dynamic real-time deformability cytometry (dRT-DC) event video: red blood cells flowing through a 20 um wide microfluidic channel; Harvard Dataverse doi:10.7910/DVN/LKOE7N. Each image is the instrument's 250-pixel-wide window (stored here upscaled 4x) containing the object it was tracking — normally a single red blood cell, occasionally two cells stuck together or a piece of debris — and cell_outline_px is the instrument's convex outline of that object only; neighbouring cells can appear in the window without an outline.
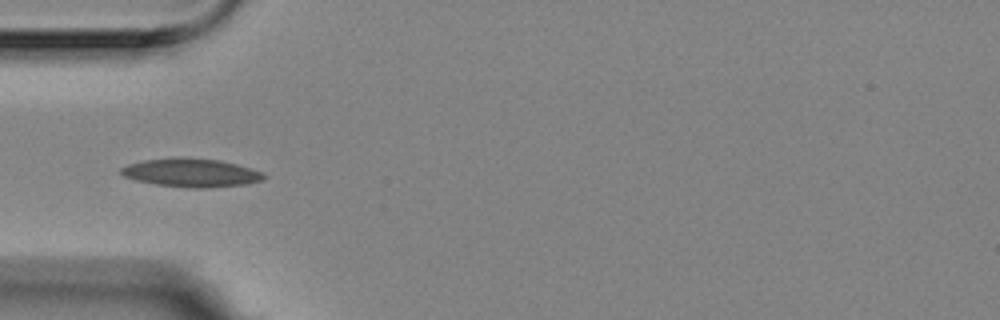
{"species": "Egyptian fruit bat (a non-hibernating species)", "species_latin": "Rousettus aegyptiacus", "temperature_condition": "room temperature", "stored_images_in_passage": 40, "camera_frame_rate_fps": 3000, "um_per_image_px": 0.085, "animal": {"sex": "female"}, "frame": {"image": 1, "passage_image": 1, "time_ms": 0.0, "image_size_px": [1000, 320], "cell_outline_px": [[264, 180], [248, 184], [208, 188], [188, 188], [156, 184], [136, 180], [124, 176], [120, 172], [120, 168], [128, 164], [144, 160], [176, 156], [184, 156], [220, 160], [236, 164], [260, 172], [264, 176]], "centroid_in_image_um": [16.22, 14.67], "position_along_channel_um": 68.8, "area_um2": 23.87}}
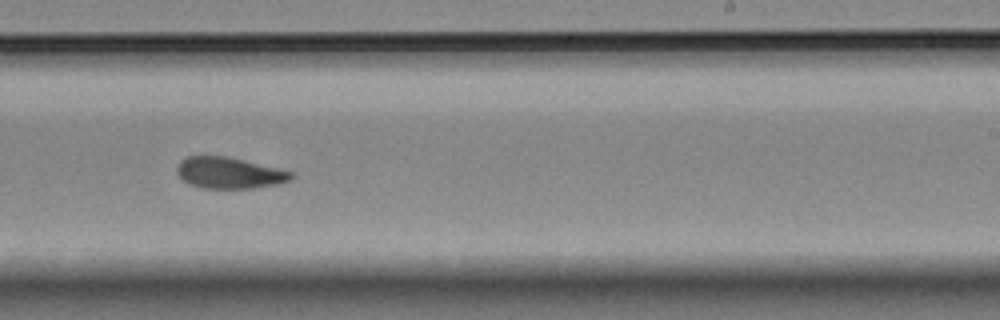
{"frame": {"image": 2, "passage_image": 18, "time_ms": 5.667, "image_size_px": [1000, 320], "cell_outline_px": [[296, 176], [292, 180], [280, 184], [252, 188], [204, 188], [188, 184], [176, 172], [176, 168], [180, 160], [188, 156], [228, 156], [292, 172]], "centroid_in_image_um": [19.5, 14.7], "position_along_channel_um": 269.5, "area_um2": 20.87}}
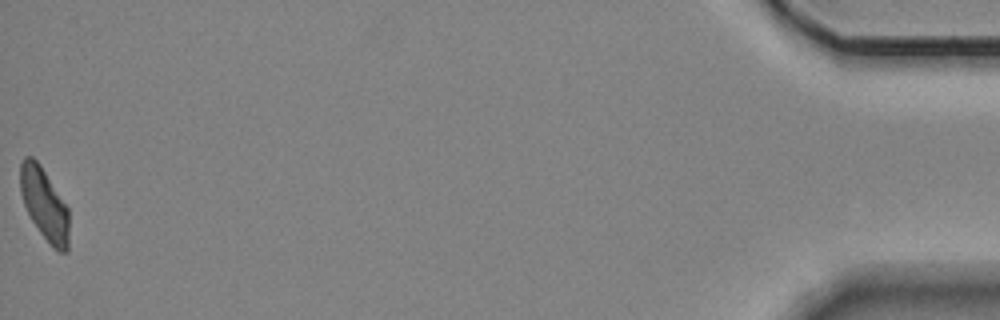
{"frame": {"image": 3, "passage_image": 40, "time_ms": 13.0, "image_size_px": [1000, 320], "cell_outline_px": [[68, 252], [60, 252], [52, 248], [40, 232], [32, 220], [24, 204], [20, 192], [20, 164], [24, 156], [32, 156], [40, 164], [68, 208]], "centroid_in_image_um": [3.76, 17.35], "position_along_channel_um": 431.4, "area_um2": 20.35}, "authors_computed_cell_mechanics": {"area_um2": 21.3282, "velocity_mm_per_s": 3.5297, "shape_relaxation_time_tau1_ms": 5.6638, "shape_relaxation_time_tau2_ms": 2.6595, "deformation_change_tau1": 0.1364, "deformation_change_tau2": 0.0872}}